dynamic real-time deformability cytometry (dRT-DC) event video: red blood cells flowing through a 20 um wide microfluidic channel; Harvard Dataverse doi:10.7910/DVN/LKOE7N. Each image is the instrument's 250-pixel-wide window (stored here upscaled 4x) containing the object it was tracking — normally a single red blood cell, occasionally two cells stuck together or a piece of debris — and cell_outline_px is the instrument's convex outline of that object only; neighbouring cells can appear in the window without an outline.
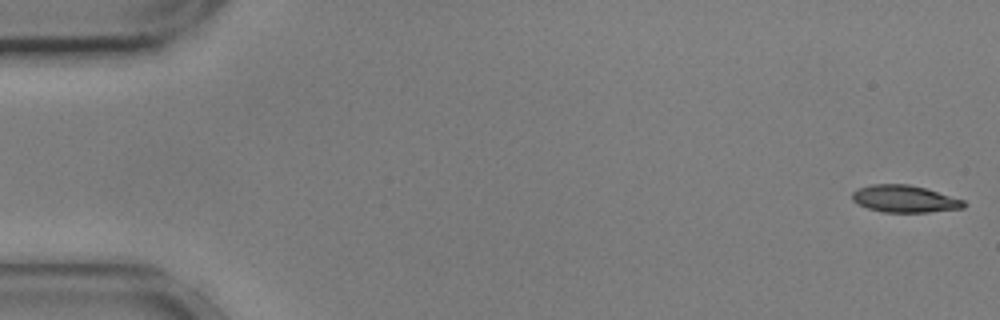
{"species": "common noctule bat (a hibernating species)", "species_latin": "Nyctalus noctula", "temperature_condition": "cold", "stored_images_in_passage": 48, "camera_frame_rate_fps": 3000, "um_per_image_px": 0.085, "animal": {"sex": "male", "body_mass_g": 17.9, "forearm_length_mm": 54.2}, "frame": {"image": 1, "passage_image": 1, "time_ms": 0.0, "image_size_px": [1000, 320], "cell_outline_px": [[968, 204], [964, 208], [928, 212], [884, 212], [868, 208], [852, 200], [852, 192], [856, 188], [872, 184], [908, 184], [924, 188], [964, 200]], "centroid_in_image_um": [76.89, 16.9], "position_along_channel_um": 8.1, "area_um2": 17.57}}
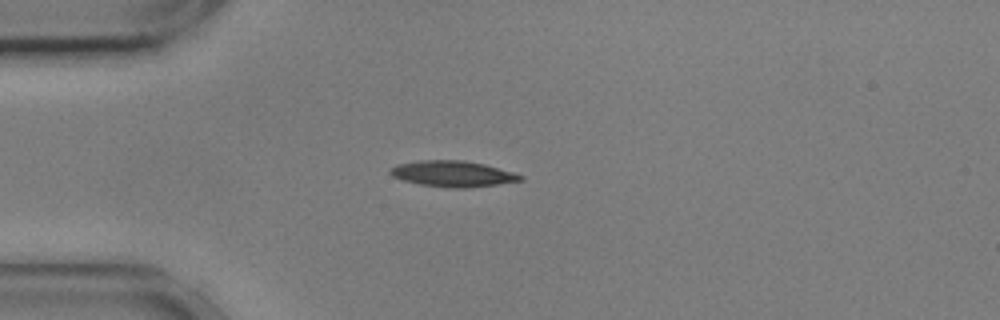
{"frame": {"image": 2, "passage_image": 14, "time_ms": 4.333, "image_size_px": [1000, 320], "cell_outline_px": [[524, 180], [468, 188], [452, 188], [420, 184], [404, 180], [392, 176], [388, 172], [396, 164], [420, 160], [464, 160], [484, 164], [512, 172], [524, 176]], "centroid_in_image_um": [38.48, 14.77], "position_along_channel_um": 46.5, "area_um2": 19.54}}
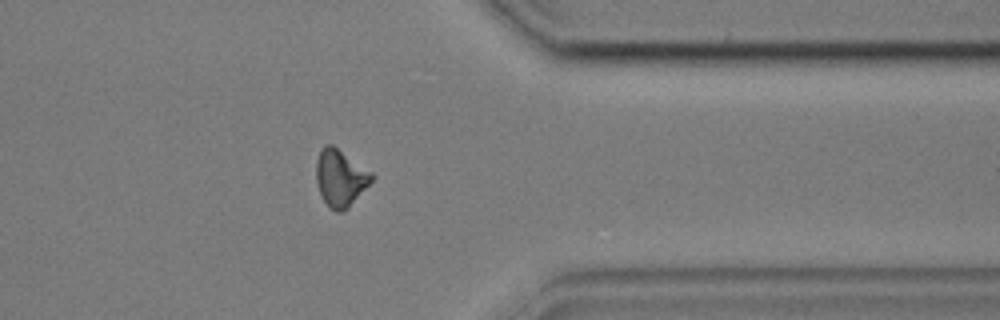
{"frame": {"image": 3, "passage_image": 44, "time_ms": 14.333, "image_size_px": [1000, 320], "cell_outline_px": [[372, 180], [348, 208], [344, 212], [336, 212], [328, 208], [320, 196], [316, 184], [316, 160], [320, 148], [324, 144], [332, 144], [372, 172]], "centroid_in_image_um": [28.87, 15.13], "position_along_channel_um": 382.5, "area_um2": 18.61}, "authors_computed_cell_mechanics": {"area_um2": 18.496, "velocity_mm_per_s": 3.6125, "shape_relaxation_time_tau1_ms": 4.7141, "shape_relaxation_time_tau2_ms": null, "deformation_change_tau1": 0.1461, "deformation_change_tau2": null}}